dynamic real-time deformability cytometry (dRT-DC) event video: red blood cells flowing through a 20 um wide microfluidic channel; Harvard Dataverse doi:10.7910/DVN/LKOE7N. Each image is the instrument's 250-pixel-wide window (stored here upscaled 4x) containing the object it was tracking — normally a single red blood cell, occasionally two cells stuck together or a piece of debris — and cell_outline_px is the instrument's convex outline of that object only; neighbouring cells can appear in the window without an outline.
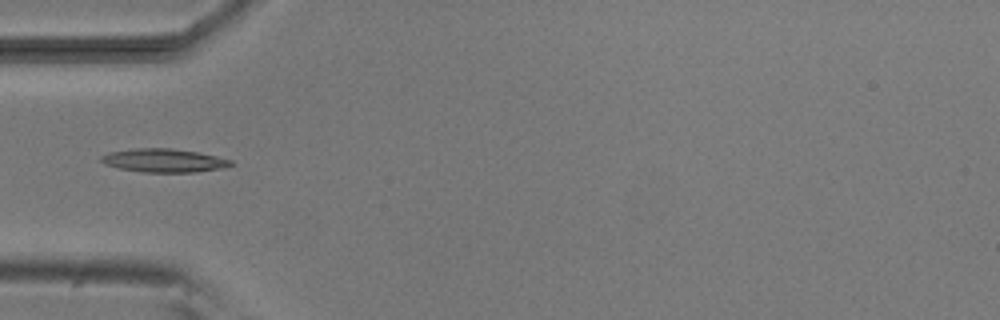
{"species": "common noctule bat (a hibernating species)", "species_latin": "Nyctalus noctula", "temperature_condition": "room temperature", "stored_images_in_passage": 6, "camera_frame_rate_fps": 3000, "um_per_image_px": 0.085, "animal": {"sex": "male", "body_mass_g": 20.5, "forearm_length_mm": 52.5}, "frame": {"image": 1, "passage_image": 3, "time_ms": 2.333, "image_size_px": [1000, 320], "cell_outline_px": [[232, 164], [220, 168], [196, 172], [144, 172], [120, 168], [104, 164], [100, 160], [100, 156], [108, 152], [132, 148], [172, 148], [196, 152], [216, 156], [232, 160]], "centroid_in_image_um": [13.87, 13.63], "position_along_channel_um": 71.1, "area_um2": 17.63}}
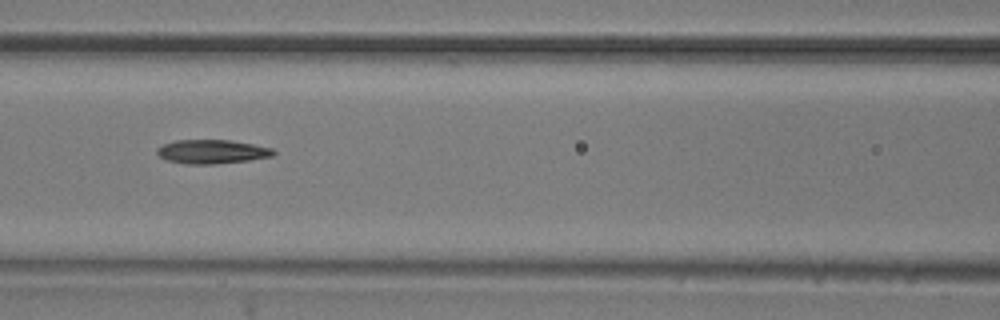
{"frame": {"image": 2, "passage_image": 5, "time_ms": 4.333, "image_size_px": [1000, 320], "cell_outline_px": [[276, 152], [272, 156], [248, 160], [212, 164], [188, 164], [168, 160], [160, 156], [156, 152], [156, 148], [164, 144], [176, 140], [232, 140], [272, 148]], "centroid_in_image_um": [18.01, 12.88], "position_along_channel_um": 148.6, "area_um2": 16.07}}
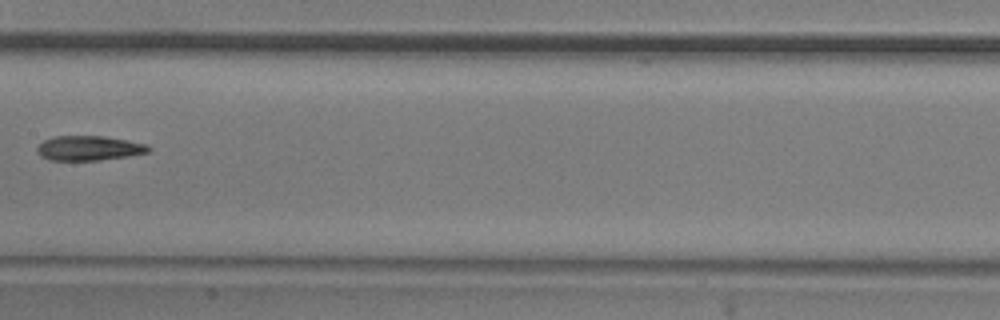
{"frame": {"image": 3, "passage_image": 6, "time_ms": 5.667, "image_size_px": [1000, 320], "cell_outline_px": [[152, 148], [148, 152], [128, 156], [100, 160], [48, 160], [40, 156], [36, 152], [36, 148], [44, 140], [56, 136], [104, 136], [128, 140], [148, 144]], "centroid_in_image_um": [7.56, 12.59], "position_along_channel_um": 199.8, "area_um2": 16.13}}